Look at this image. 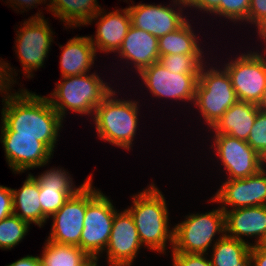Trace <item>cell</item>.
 <instances>
[{
	"label": "cell",
	"instance_id": "cell-1",
	"mask_svg": "<svg viewBox=\"0 0 266 266\" xmlns=\"http://www.w3.org/2000/svg\"><path fill=\"white\" fill-rule=\"evenodd\" d=\"M18 90L2 98L0 136H35L54 153L64 120L47 96Z\"/></svg>",
	"mask_w": 266,
	"mask_h": 266
},
{
	"label": "cell",
	"instance_id": "cell-2",
	"mask_svg": "<svg viewBox=\"0 0 266 266\" xmlns=\"http://www.w3.org/2000/svg\"><path fill=\"white\" fill-rule=\"evenodd\" d=\"M154 182L133 195L130 212L142 246L148 250L166 254L167 243L173 249L174 227L170 228L166 199ZM170 224V225H169Z\"/></svg>",
	"mask_w": 266,
	"mask_h": 266
},
{
	"label": "cell",
	"instance_id": "cell-3",
	"mask_svg": "<svg viewBox=\"0 0 266 266\" xmlns=\"http://www.w3.org/2000/svg\"><path fill=\"white\" fill-rule=\"evenodd\" d=\"M112 90L92 117L97 136L118 148L131 150L139 125V101L120 99ZM118 98V99H117Z\"/></svg>",
	"mask_w": 266,
	"mask_h": 266
},
{
	"label": "cell",
	"instance_id": "cell-4",
	"mask_svg": "<svg viewBox=\"0 0 266 266\" xmlns=\"http://www.w3.org/2000/svg\"><path fill=\"white\" fill-rule=\"evenodd\" d=\"M55 85L47 98L63 120L69 110L92 118L95 108L113 90L96 72L62 77Z\"/></svg>",
	"mask_w": 266,
	"mask_h": 266
},
{
	"label": "cell",
	"instance_id": "cell-5",
	"mask_svg": "<svg viewBox=\"0 0 266 266\" xmlns=\"http://www.w3.org/2000/svg\"><path fill=\"white\" fill-rule=\"evenodd\" d=\"M92 185L91 178L86 183V213L80 248L93 260H99L108 245L117 209L108 196Z\"/></svg>",
	"mask_w": 266,
	"mask_h": 266
},
{
	"label": "cell",
	"instance_id": "cell-6",
	"mask_svg": "<svg viewBox=\"0 0 266 266\" xmlns=\"http://www.w3.org/2000/svg\"><path fill=\"white\" fill-rule=\"evenodd\" d=\"M225 235V212L220 206L205 214L189 213L184 221L174 226L171 252L208 255L210 247Z\"/></svg>",
	"mask_w": 266,
	"mask_h": 266
},
{
	"label": "cell",
	"instance_id": "cell-7",
	"mask_svg": "<svg viewBox=\"0 0 266 266\" xmlns=\"http://www.w3.org/2000/svg\"><path fill=\"white\" fill-rule=\"evenodd\" d=\"M207 63L200 70L193 105L210 129L238 99L223 66L217 68Z\"/></svg>",
	"mask_w": 266,
	"mask_h": 266
},
{
	"label": "cell",
	"instance_id": "cell-8",
	"mask_svg": "<svg viewBox=\"0 0 266 266\" xmlns=\"http://www.w3.org/2000/svg\"><path fill=\"white\" fill-rule=\"evenodd\" d=\"M51 26L42 12H37L34 16L25 19L19 27L20 29L15 38V54L22 64L25 78H32L33 71L43 67L45 59L51 49L53 41V32ZM54 33V34H53Z\"/></svg>",
	"mask_w": 266,
	"mask_h": 266
},
{
	"label": "cell",
	"instance_id": "cell-9",
	"mask_svg": "<svg viewBox=\"0 0 266 266\" xmlns=\"http://www.w3.org/2000/svg\"><path fill=\"white\" fill-rule=\"evenodd\" d=\"M223 64L238 101L258 104L266 85V54L247 51Z\"/></svg>",
	"mask_w": 266,
	"mask_h": 266
},
{
	"label": "cell",
	"instance_id": "cell-10",
	"mask_svg": "<svg viewBox=\"0 0 266 266\" xmlns=\"http://www.w3.org/2000/svg\"><path fill=\"white\" fill-rule=\"evenodd\" d=\"M199 75L171 73L160 62H155L137 76L153 97L193 104Z\"/></svg>",
	"mask_w": 266,
	"mask_h": 266
},
{
	"label": "cell",
	"instance_id": "cell-11",
	"mask_svg": "<svg viewBox=\"0 0 266 266\" xmlns=\"http://www.w3.org/2000/svg\"><path fill=\"white\" fill-rule=\"evenodd\" d=\"M210 147L216 152L226 180L244 179L257 174L263 168V158L246 141L228 134H214Z\"/></svg>",
	"mask_w": 266,
	"mask_h": 266
},
{
	"label": "cell",
	"instance_id": "cell-12",
	"mask_svg": "<svg viewBox=\"0 0 266 266\" xmlns=\"http://www.w3.org/2000/svg\"><path fill=\"white\" fill-rule=\"evenodd\" d=\"M131 2L132 5L127 7L131 25L157 38L176 31L188 20V16H184L182 12L186 8L184 0H172V5L166 6L161 3L153 5L142 2L134 5L133 0Z\"/></svg>",
	"mask_w": 266,
	"mask_h": 266
},
{
	"label": "cell",
	"instance_id": "cell-13",
	"mask_svg": "<svg viewBox=\"0 0 266 266\" xmlns=\"http://www.w3.org/2000/svg\"><path fill=\"white\" fill-rule=\"evenodd\" d=\"M221 184L208 201L219 203L222 210L266 205V171L263 168L247 178L225 180Z\"/></svg>",
	"mask_w": 266,
	"mask_h": 266
},
{
	"label": "cell",
	"instance_id": "cell-14",
	"mask_svg": "<svg viewBox=\"0 0 266 266\" xmlns=\"http://www.w3.org/2000/svg\"><path fill=\"white\" fill-rule=\"evenodd\" d=\"M142 248L134 220L127 209L117 210L104 251L109 266H132Z\"/></svg>",
	"mask_w": 266,
	"mask_h": 266
},
{
	"label": "cell",
	"instance_id": "cell-15",
	"mask_svg": "<svg viewBox=\"0 0 266 266\" xmlns=\"http://www.w3.org/2000/svg\"><path fill=\"white\" fill-rule=\"evenodd\" d=\"M86 213V184L50 218L52 225L48 240L80 247Z\"/></svg>",
	"mask_w": 266,
	"mask_h": 266
},
{
	"label": "cell",
	"instance_id": "cell-16",
	"mask_svg": "<svg viewBox=\"0 0 266 266\" xmlns=\"http://www.w3.org/2000/svg\"><path fill=\"white\" fill-rule=\"evenodd\" d=\"M6 162L15 174L48 165L53 152L35 136H0Z\"/></svg>",
	"mask_w": 266,
	"mask_h": 266
},
{
	"label": "cell",
	"instance_id": "cell-17",
	"mask_svg": "<svg viewBox=\"0 0 266 266\" xmlns=\"http://www.w3.org/2000/svg\"><path fill=\"white\" fill-rule=\"evenodd\" d=\"M39 183V198L42 213L48 218L55 214L65 202L75 195L92 178V173L84 183L76 187L74 179L64 168L52 167L45 170L41 175L34 176Z\"/></svg>",
	"mask_w": 266,
	"mask_h": 266
},
{
	"label": "cell",
	"instance_id": "cell-18",
	"mask_svg": "<svg viewBox=\"0 0 266 266\" xmlns=\"http://www.w3.org/2000/svg\"><path fill=\"white\" fill-rule=\"evenodd\" d=\"M103 8L85 25H89L92 21H96V34L89 36L96 52L114 54L121 47L123 39L127 35L131 26V19L128 8L116 9L107 12Z\"/></svg>",
	"mask_w": 266,
	"mask_h": 266
},
{
	"label": "cell",
	"instance_id": "cell-19",
	"mask_svg": "<svg viewBox=\"0 0 266 266\" xmlns=\"http://www.w3.org/2000/svg\"><path fill=\"white\" fill-rule=\"evenodd\" d=\"M158 43L157 37L131 25L116 55L120 60L125 59L138 74L159 61Z\"/></svg>",
	"mask_w": 266,
	"mask_h": 266
},
{
	"label": "cell",
	"instance_id": "cell-20",
	"mask_svg": "<svg viewBox=\"0 0 266 266\" xmlns=\"http://www.w3.org/2000/svg\"><path fill=\"white\" fill-rule=\"evenodd\" d=\"M225 212L226 236L252 245H257L266 232V205L243 207ZM255 237L254 243L244 237Z\"/></svg>",
	"mask_w": 266,
	"mask_h": 266
},
{
	"label": "cell",
	"instance_id": "cell-21",
	"mask_svg": "<svg viewBox=\"0 0 266 266\" xmlns=\"http://www.w3.org/2000/svg\"><path fill=\"white\" fill-rule=\"evenodd\" d=\"M59 47L61 78L86 74L93 68L98 53L88 35L72 37Z\"/></svg>",
	"mask_w": 266,
	"mask_h": 266
},
{
	"label": "cell",
	"instance_id": "cell-22",
	"mask_svg": "<svg viewBox=\"0 0 266 266\" xmlns=\"http://www.w3.org/2000/svg\"><path fill=\"white\" fill-rule=\"evenodd\" d=\"M258 111L256 104L237 101L209 130L212 134H228L247 142Z\"/></svg>",
	"mask_w": 266,
	"mask_h": 266
},
{
	"label": "cell",
	"instance_id": "cell-23",
	"mask_svg": "<svg viewBox=\"0 0 266 266\" xmlns=\"http://www.w3.org/2000/svg\"><path fill=\"white\" fill-rule=\"evenodd\" d=\"M13 214L29 224H35L39 228L47 223V217L42 213L39 198V183L30 174L26 177L20 189H13Z\"/></svg>",
	"mask_w": 266,
	"mask_h": 266
},
{
	"label": "cell",
	"instance_id": "cell-24",
	"mask_svg": "<svg viewBox=\"0 0 266 266\" xmlns=\"http://www.w3.org/2000/svg\"><path fill=\"white\" fill-rule=\"evenodd\" d=\"M45 7L53 13L60 21L65 22L64 26L81 27L88 23L100 10L101 5L97 0H48Z\"/></svg>",
	"mask_w": 266,
	"mask_h": 266
},
{
	"label": "cell",
	"instance_id": "cell-25",
	"mask_svg": "<svg viewBox=\"0 0 266 266\" xmlns=\"http://www.w3.org/2000/svg\"><path fill=\"white\" fill-rule=\"evenodd\" d=\"M192 20H187L176 31L165 34L158 38L159 56L186 54V55H204L201 47V39L196 35L194 27L192 28Z\"/></svg>",
	"mask_w": 266,
	"mask_h": 266
},
{
	"label": "cell",
	"instance_id": "cell-26",
	"mask_svg": "<svg viewBox=\"0 0 266 266\" xmlns=\"http://www.w3.org/2000/svg\"><path fill=\"white\" fill-rule=\"evenodd\" d=\"M212 266H251V245L228 236L219 239L212 246Z\"/></svg>",
	"mask_w": 266,
	"mask_h": 266
},
{
	"label": "cell",
	"instance_id": "cell-27",
	"mask_svg": "<svg viewBox=\"0 0 266 266\" xmlns=\"http://www.w3.org/2000/svg\"><path fill=\"white\" fill-rule=\"evenodd\" d=\"M45 241L39 256L42 266H88L93 261L79 246Z\"/></svg>",
	"mask_w": 266,
	"mask_h": 266
},
{
	"label": "cell",
	"instance_id": "cell-28",
	"mask_svg": "<svg viewBox=\"0 0 266 266\" xmlns=\"http://www.w3.org/2000/svg\"><path fill=\"white\" fill-rule=\"evenodd\" d=\"M30 224L12 214L0 221V249L11 250L19 245L29 232Z\"/></svg>",
	"mask_w": 266,
	"mask_h": 266
},
{
	"label": "cell",
	"instance_id": "cell-29",
	"mask_svg": "<svg viewBox=\"0 0 266 266\" xmlns=\"http://www.w3.org/2000/svg\"><path fill=\"white\" fill-rule=\"evenodd\" d=\"M205 55L173 54L160 56L159 61L171 73L200 74Z\"/></svg>",
	"mask_w": 266,
	"mask_h": 266
},
{
	"label": "cell",
	"instance_id": "cell-30",
	"mask_svg": "<svg viewBox=\"0 0 266 266\" xmlns=\"http://www.w3.org/2000/svg\"><path fill=\"white\" fill-rule=\"evenodd\" d=\"M250 9V0H221L220 5L211 13V15L223 17L234 24H247L248 12Z\"/></svg>",
	"mask_w": 266,
	"mask_h": 266
},
{
	"label": "cell",
	"instance_id": "cell-31",
	"mask_svg": "<svg viewBox=\"0 0 266 266\" xmlns=\"http://www.w3.org/2000/svg\"><path fill=\"white\" fill-rule=\"evenodd\" d=\"M247 143L262 158L266 155V112H257Z\"/></svg>",
	"mask_w": 266,
	"mask_h": 266
},
{
	"label": "cell",
	"instance_id": "cell-32",
	"mask_svg": "<svg viewBox=\"0 0 266 266\" xmlns=\"http://www.w3.org/2000/svg\"><path fill=\"white\" fill-rule=\"evenodd\" d=\"M172 266H212L207 254L172 252Z\"/></svg>",
	"mask_w": 266,
	"mask_h": 266
},
{
	"label": "cell",
	"instance_id": "cell-33",
	"mask_svg": "<svg viewBox=\"0 0 266 266\" xmlns=\"http://www.w3.org/2000/svg\"><path fill=\"white\" fill-rule=\"evenodd\" d=\"M15 70V68L13 70L7 61H4V59L2 61V58L0 59V95L4 93L1 97H5L12 92V85L17 82L14 78L18 76V73H16L18 71Z\"/></svg>",
	"mask_w": 266,
	"mask_h": 266
},
{
	"label": "cell",
	"instance_id": "cell-34",
	"mask_svg": "<svg viewBox=\"0 0 266 266\" xmlns=\"http://www.w3.org/2000/svg\"><path fill=\"white\" fill-rule=\"evenodd\" d=\"M13 214V194L10 187L0 185V221Z\"/></svg>",
	"mask_w": 266,
	"mask_h": 266
},
{
	"label": "cell",
	"instance_id": "cell-35",
	"mask_svg": "<svg viewBox=\"0 0 266 266\" xmlns=\"http://www.w3.org/2000/svg\"><path fill=\"white\" fill-rule=\"evenodd\" d=\"M266 17V0H250L247 23L255 26Z\"/></svg>",
	"mask_w": 266,
	"mask_h": 266
},
{
	"label": "cell",
	"instance_id": "cell-36",
	"mask_svg": "<svg viewBox=\"0 0 266 266\" xmlns=\"http://www.w3.org/2000/svg\"><path fill=\"white\" fill-rule=\"evenodd\" d=\"M221 0H184L186 8H193L199 12L210 14L220 5Z\"/></svg>",
	"mask_w": 266,
	"mask_h": 266
},
{
	"label": "cell",
	"instance_id": "cell-37",
	"mask_svg": "<svg viewBox=\"0 0 266 266\" xmlns=\"http://www.w3.org/2000/svg\"><path fill=\"white\" fill-rule=\"evenodd\" d=\"M8 2H6L7 4L9 3L10 7H13V10H15L14 8H16V11L19 12V10H21L20 12L24 13V11H27L26 9H28V11L30 9H33L34 6L37 7V5L35 4H45L47 2V0H7ZM20 8V9H19ZM26 8V9H25ZM19 9V10H18Z\"/></svg>",
	"mask_w": 266,
	"mask_h": 266
},
{
	"label": "cell",
	"instance_id": "cell-38",
	"mask_svg": "<svg viewBox=\"0 0 266 266\" xmlns=\"http://www.w3.org/2000/svg\"><path fill=\"white\" fill-rule=\"evenodd\" d=\"M251 266H266V249L252 245L250 250Z\"/></svg>",
	"mask_w": 266,
	"mask_h": 266
},
{
	"label": "cell",
	"instance_id": "cell-39",
	"mask_svg": "<svg viewBox=\"0 0 266 266\" xmlns=\"http://www.w3.org/2000/svg\"><path fill=\"white\" fill-rule=\"evenodd\" d=\"M6 266H42L39 256L27 255Z\"/></svg>",
	"mask_w": 266,
	"mask_h": 266
},
{
	"label": "cell",
	"instance_id": "cell-40",
	"mask_svg": "<svg viewBox=\"0 0 266 266\" xmlns=\"http://www.w3.org/2000/svg\"><path fill=\"white\" fill-rule=\"evenodd\" d=\"M256 31H257V35L260 38V41L264 43L263 47L264 49L262 50V52L255 51L257 53H263L266 54V17H264L262 20H260L256 25Z\"/></svg>",
	"mask_w": 266,
	"mask_h": 266
},
{
	"label": "cell",
	"instance_id": "cell-41",
	"mask_svg": "<svg viewBox=\"0 0 266 266\" xmlns=\"http://www.w3.org/2000/svg\"><path fill=\"white\" fill-rule=\"evenodd\" d=\"M257 107L259 108V110L266 112V85L263 90L261 99L259 100V103L257 104Z\"/></svg>",
	"mask_w": 266,
	"mask_h": 266
},
{
	"label": "cell",
	"instance_id": "cell-42",
	"mask_svg": "<svg viewBox=\"0 0 266 266\" xmlns=\"http://www.w3.org/2000/svg\"><path fill=\"white\" fill-rule=\"evenodd\" d=\"M257 245L263 249H266V232H265L262 240Z\"/></svg>",
	"mask_w": 266,
	"mask_h": 266
},
{
	"label": "cell",
	"instance_id": "cell-43",
	"mask_svg": "<svg viewBox=\"0 0 266 266\" xmlns=\"http://www.w3.org/2000/svg\"><path fill=\"white\" fill-rule=\"evenodd\" d=\"M88 266H99L98 260H93Z\"/></svg>",
	"mask_w": 266,
	"mask_h": 266
},
{
	"label": "cell",
	"instance_id": "cell-44",
	"mask_svg": "<svg viewBox=\"0 0 266 266\" xmlns=\"http://www.w3.org/2000/svg\"><path fill=\"white\" fill-rule=\"evenodd\" d=\"M266 155L263 157V169L266 171Z\"/></svg>",
	"mask_w": 266,
	"mask_h": 266
}]
</instances>
